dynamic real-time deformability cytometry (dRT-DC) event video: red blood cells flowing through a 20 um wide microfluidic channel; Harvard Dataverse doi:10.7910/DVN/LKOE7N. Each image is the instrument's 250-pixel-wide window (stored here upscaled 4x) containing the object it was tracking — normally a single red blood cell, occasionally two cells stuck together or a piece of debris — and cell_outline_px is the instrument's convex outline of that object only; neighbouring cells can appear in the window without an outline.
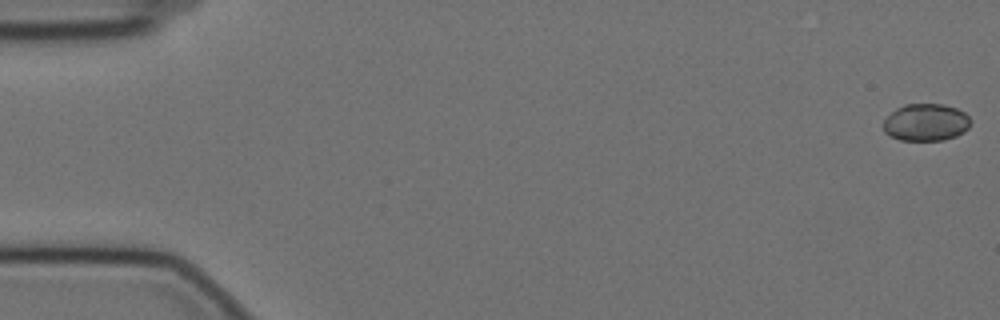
{"species": "Egyptian fruit bat (a non-hibernating species)", "species_latin": "Rousettus aegyptiacus", "temperature_condition": "cold", "stored_images_in_passage": 51, "camera_frame_rate_fps": 3000, "um_per_image_px": 0.085, "animal": {"sex": "female"}, "frame": {"image": 1, "passage_image": 1, "time_ms": 0.0, "image_size_px": [1000, 320], "cell_outline_px": [[972, 120], [968, 128], [964, 132], [956, 136], [944, 140], [900, 140], [884, 132], [884, 120], [896, 108], [904, 104], [944, 104], [956, 108], [964, 112]], "centroid_in_image_um": [78.73, 10.39], "position_along_channel_um": 6.3, "area_um2": 18.96}}
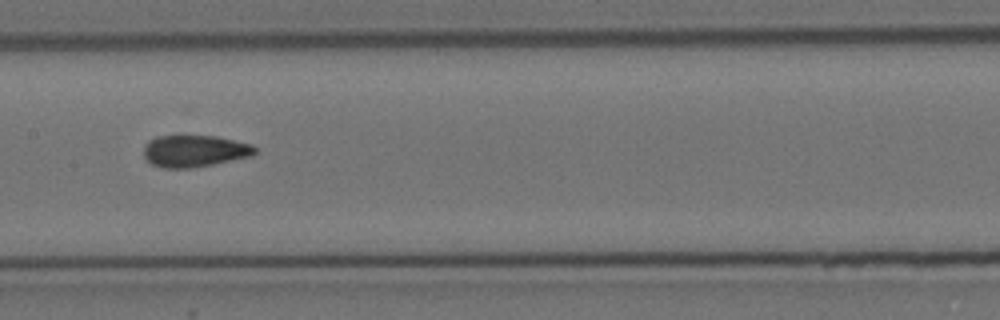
{"frame": {"image": 2, "passage_image": 29, "time_ms": 9.333, "image_size_px": [1000, 320], "cell_outline_px": [[256, 152], [252, 156], [192, 168], [164, 168], [152, 164], [144, 156], [144, 148], [148, 140], [156, 136], [180, 132], [216, 136], [252, 144], [256, 148]], "centroid_in_image_um": [16.5, 12.78], "position_along_channel_um": 190.9, "area_um2": 21.44}}
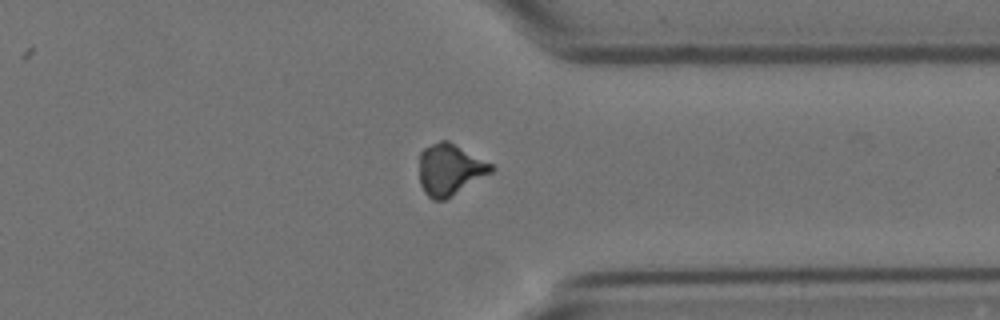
{"frame": {"image": 3, "passage_image": 45, "time_ms": 14.667, "image_size_px": [1000, 320], "cell_outline_px": [[496, 168], [492, 172], [452, 196], [444, 200], [432, 200], [424, 192], [420, 184], [420, 152], [424, 148], [440, 140], [448, 140], [492, 164]], "centroid_in_image_um": [38.23, 14.41], "position_along_channel_um": 373.2, "area_um2": 21.44}, "authors_computed_cell_mechanics": {"area_um2": 20.7502, "velocity_mm_per_s": 3.4959, "shape_relaxation_time_tau1_ms": 7.8895, "shape_relaxation_time_tau2_ms": 2.3855, "deformation_change_tau1": 0.1477, "deformation_change_tau2": 0.0889}}